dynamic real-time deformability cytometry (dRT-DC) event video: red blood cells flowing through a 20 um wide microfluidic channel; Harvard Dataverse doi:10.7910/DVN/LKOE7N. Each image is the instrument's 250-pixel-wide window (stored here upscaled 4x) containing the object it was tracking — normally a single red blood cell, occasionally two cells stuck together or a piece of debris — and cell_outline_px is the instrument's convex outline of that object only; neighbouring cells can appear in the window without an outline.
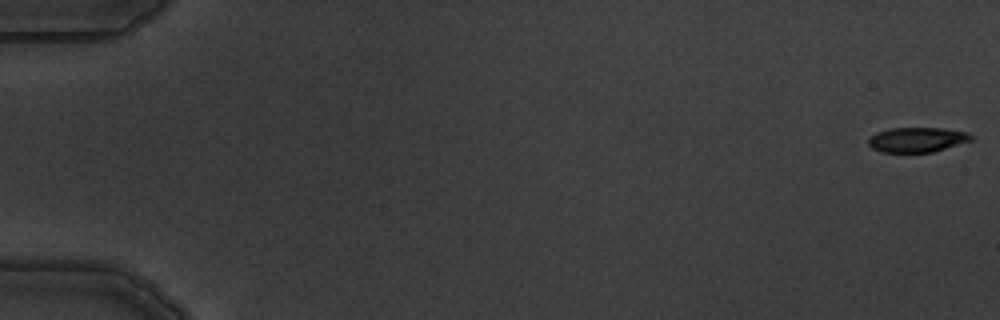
{"species": "common noctule bat (a hibernating species)", "species_latin": "Nyctalus noctula", "temperature_condition": "warm", "stored_images_in_passage": 8, "camera_frame_rate_fps": 3000, "um_per_image_px": 0.085, "animal": {"sex": "male", "body_mass_g": 19.5, "forearm_length_mm": 54.6}, "frame": {"image": 1, "passage_image": 1, "time_ms": 0.0, "image_size_px": [1000, 320], "cell_outline_px": [[972, 140], [932, 152], [880, 152], [872, 148], [868, 144], [868, 140], [876, 132], [888, 128], [940, 128], [968, 132], [972, 136]], "centroid_in_image_um": [77.92, 11.87], "position_along_channel_um": 7.1, "area_um2": 14.8}}
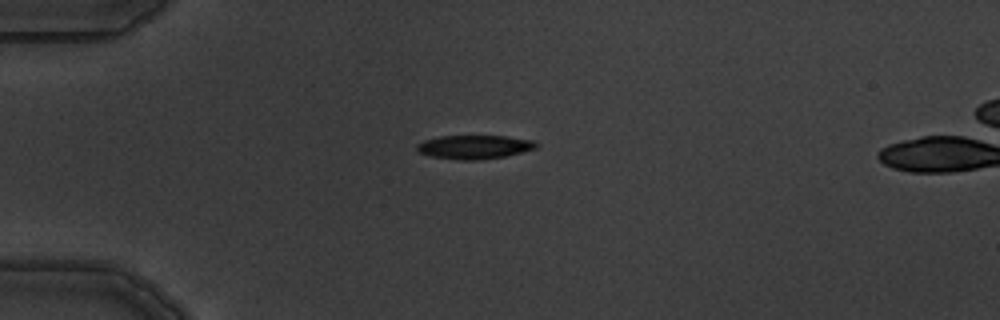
{"frame": {"image": 2, "passage_image": 5, "time_ms": 4.667, "image_size_px": [1000, 320], "cell_outline_px": [[536, 148], [504, 156], [480, 160], [460, 160], [432, 156], [416, 152], [416, 144], [424, 140], [440, 136], [508, 136], [532, 140], [536, 144]], "centroid_in_image_um": [40.26, 12.49], "position_along_channel_um": 44.7, "area_um2": 16.42}}